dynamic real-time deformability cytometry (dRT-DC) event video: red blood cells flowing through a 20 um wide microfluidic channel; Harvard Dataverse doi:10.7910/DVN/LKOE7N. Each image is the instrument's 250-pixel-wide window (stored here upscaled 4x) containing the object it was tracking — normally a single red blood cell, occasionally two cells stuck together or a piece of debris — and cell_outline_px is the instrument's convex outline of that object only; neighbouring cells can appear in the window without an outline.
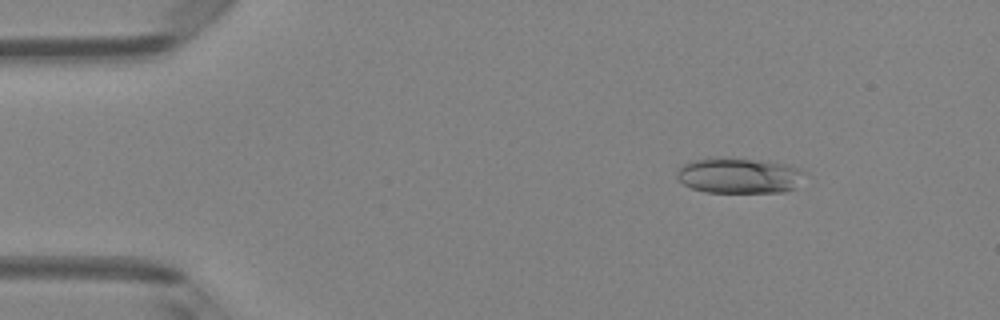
{"species": "Egyptian fruit bat (a non-hibernating species)", "species_latin": "Rousettus aegyptiacus", "temperature_condition": "room temperature", "stored_images_in_passage": 4, "camera_frame_rate_fps": 3000, "um_per_image_px": 0.085, "animal": {"sex": "female"}, "frame": {"image": 1, "passage_image": 2, "time_ms": 0.333, "image_size_px": [1000, 320], "cell_outline_px": [[812, 176], [796, 188], [784, 192], [704, 192], [692, 188], [684, 184], [676, 176], [676, 172], [684, 164], [692, 160], [720, 156], [768, 160], [788, 164], [800, 168], [808, 172]], "centroid_in_image_um": [62.97, 14.9], "position_along_channel_um": 22.0, "area_um2": 27.63}}